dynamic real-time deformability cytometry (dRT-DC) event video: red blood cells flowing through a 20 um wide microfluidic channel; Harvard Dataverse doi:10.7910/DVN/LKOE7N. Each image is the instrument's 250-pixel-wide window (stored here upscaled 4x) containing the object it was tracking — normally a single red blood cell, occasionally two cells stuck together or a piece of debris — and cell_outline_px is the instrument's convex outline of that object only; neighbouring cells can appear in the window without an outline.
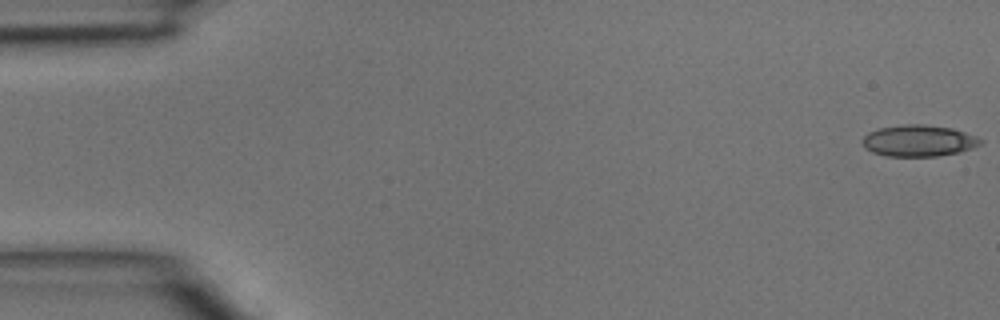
{"species": "common noctule bat (a hibernating species)", "species_latin": "Nyctalus noctula", "temperature_condition": "room temperature", "stored_images_in_passage": 3, "segment_of_instrument_passage": [2, 2], "camera_frame_rate_fps": 3000, "um_per_image_px": 0.085, "animal": {"sex": "male", "body_mass_g": 15.6}, "frame": {"image": 1, "passage_image": 3, "time_ms": 0.667, "image_size_px": [1000, 320], "cell_outline_px": [[984, 140], [980, 144], [972, 148], [960, 152], [936, 156], [888, 156], [872, 152], [864, 148], [860, 144], [860, 140], [868, 132], [876, 128], [904, 124], [924, 124], [952, 128], [976, 136]], "centroid_in_image_um": [78.03, 11.95], "position_along_channel_um": 7.0, "area_um2": 21.91}}